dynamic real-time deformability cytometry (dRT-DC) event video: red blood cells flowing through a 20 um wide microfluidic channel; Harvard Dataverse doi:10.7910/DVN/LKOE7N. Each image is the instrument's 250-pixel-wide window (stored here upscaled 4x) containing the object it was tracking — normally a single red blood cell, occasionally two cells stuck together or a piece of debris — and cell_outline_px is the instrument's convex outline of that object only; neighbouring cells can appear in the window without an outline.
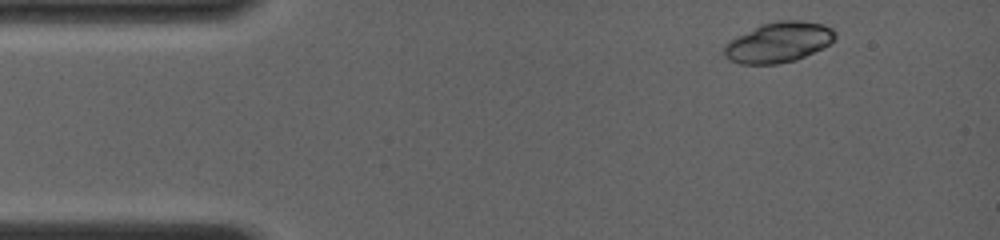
{"species": "common noctule bat (a hibernating species)", "species_latin": "Nyctalus noctula", "temperature_condition": "room temperature", "stored_images_in_passage": 7, "camera_frame_rate_fps": 4000, "um_per_image_px": 0.085, "animal": {"sex": "female", "body_mass_g": 19.0, "forearm_length_mm": 56.7}, "frame": {"image": 1, "passage_image": 1, "time_ms": 0.0, "image_size_px": [1000, 240], "cell_outline_px": [[836, 40], [832, 44], [824, 48], [796, 60], [776, 64], [740, 64], [728, 60], [724, 56], [724, 44], [728, 40], [760, 24], [776, 20], [800, 20], [824, 24], [832, 28], [836, 32]], "centroid_in_image_um": [66.19, 3.59], "position_along_channel_um": 18.8, "area_um2": 26.65}}